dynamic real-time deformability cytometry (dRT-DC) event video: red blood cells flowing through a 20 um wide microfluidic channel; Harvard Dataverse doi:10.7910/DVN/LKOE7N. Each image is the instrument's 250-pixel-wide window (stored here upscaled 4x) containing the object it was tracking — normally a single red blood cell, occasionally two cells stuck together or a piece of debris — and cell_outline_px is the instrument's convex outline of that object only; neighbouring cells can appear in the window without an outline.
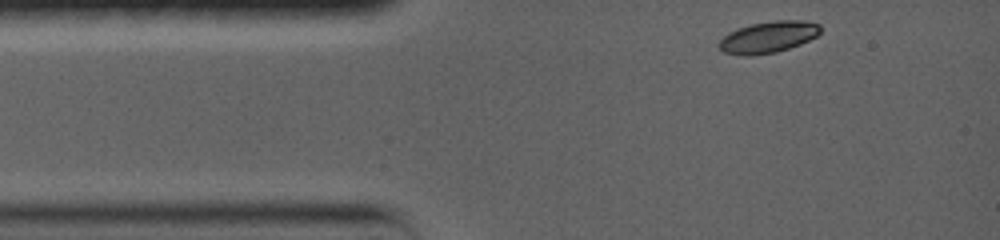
{"species": "common noctule bat (a hibernating species)", "species_latin": "Nyctalus noctula", "temperature_condition": "warm", "stored_images_in_passage": 8, "camera_frame_rate_fps": 5000, "um_per_image_px": 0.085, "animal": {"sex": "female", "body_mass_g": 19.0, "forearm_length_mm": 56.7}, "frame": {"image": 1, "passage_image": 1, "time_ms": 0.0, "image_size_px": [1000, 240], "cell_outline_px": [[820, 32], [816, 36], [800, 44], [776, 52], [752, 56], [744, 56], [724, 52], [716, 44], [728, 32], [736, 28], [752, 24], [776, 20], [804, 20], [820, 24]], "centroid_in_image_um": [65.27, 3.15], "position_along_channel_um": 19.7, "area_um2": 18.67}}
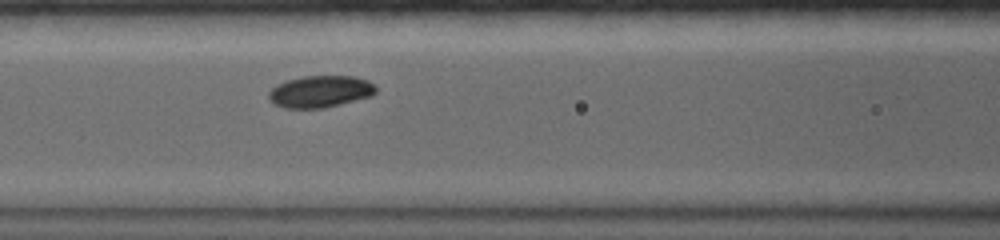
{"frame": {"image": 2, "passage_image": 7, "time_ms": 4.4, "image_size_px": [1000, 240], "cell_outline_px": [[376, 92], [372, 96], [324, 108], [284, 108], [276, 104], [268, 96], [268, 92], [276, 84], [300, 76], [356, 76], [368, 80], [376, 88]], "centroid_in_image_um": [27.23, 7.77], "position_along_channel_um": 139.4, "area_um2": 19.88}}
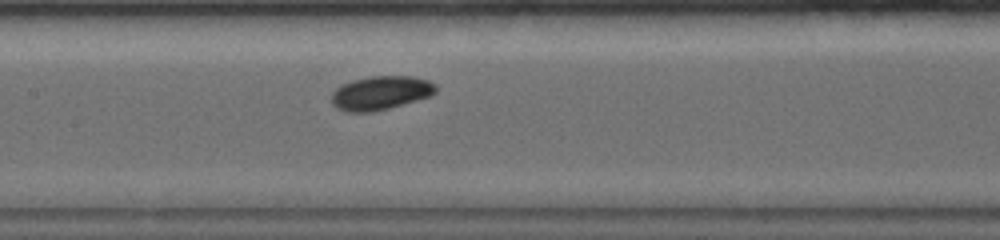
{"frame": {"image": 3, "passage_image": 8, "time_ms": 5.4, "image_size_px": [1000, 240], "cell_outline_px": [[436, 92], [428, 96], [416, 100], [388, 108], [372, 112], [344, 112], [336, 108], [332, 104], [332, 92], [336, 88], [352, 80], [368, 76], [412, 76], [428, 80], [436, 84]], "centroid_in_image_um": [32.32, 7.89], "position_along_channel_um": 175.1, "area_um2": 20.52}}